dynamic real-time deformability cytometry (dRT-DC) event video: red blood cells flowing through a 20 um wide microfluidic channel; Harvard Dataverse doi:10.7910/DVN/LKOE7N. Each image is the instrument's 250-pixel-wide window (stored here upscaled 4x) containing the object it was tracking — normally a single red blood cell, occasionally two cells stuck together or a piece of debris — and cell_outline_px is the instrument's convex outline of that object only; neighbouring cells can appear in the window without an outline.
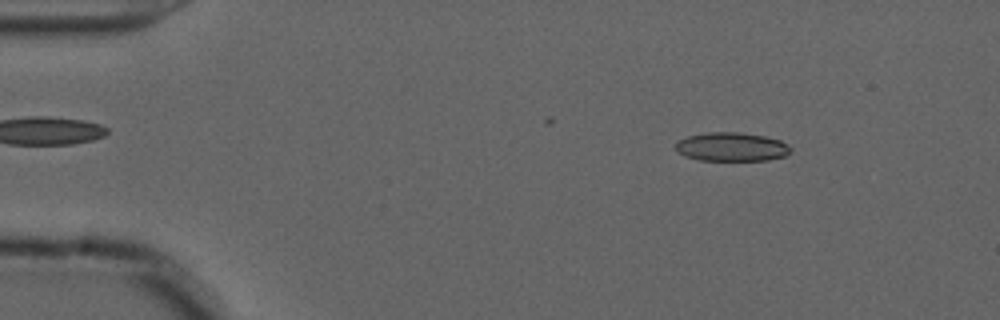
{"species": "common noctule bat (a hibernating species)", "species_latin": "Nyctalus noctula", "temperature_condition": "cold", "stored_images_in_passage": 54, "camera_frame_rate_fps": 3000, "um_per_image_px": 0.085, "animal": {"sex": "male", "forearm_length_mm": 52.5}, "frame": {"image": 1, "passage_image": 7, "time_ms": 2.0, "image_size_px": [1000, 320], "cell_outline_px": [[792, 152], [784, 156], [768, 160], [700, 160], [684, 156], [676, 152], [676, 144], [680, 140], [688, 136], [708, 132], [740, 132], [764, 136], [780, 140], [788, 144], [792, 148]], "centroid_in_image_um": [62.21, 12.48], "position_along_channel_um": 22.8, "area_um2": 19.36}}
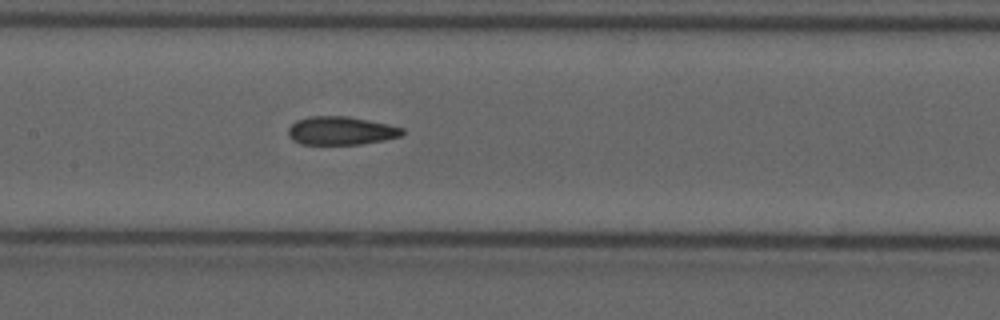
{"frame": {"image": 2, "passage_image": 26, "time_ms": 8.333, "image_size_px": [1000, 320], "cell_outline_px": [[404, 132], [400, 136], [384, 140], [360, 144], [300, 144], [292, 140], [288, 136], [288, 128], [296, 120], [312, 116], [348, 116], [388, 124], [404, 128]], "centroid_in_image_um": [28.96, 11.11], "position_along_channel_um": 178.4, "area_um2": 18.84}}
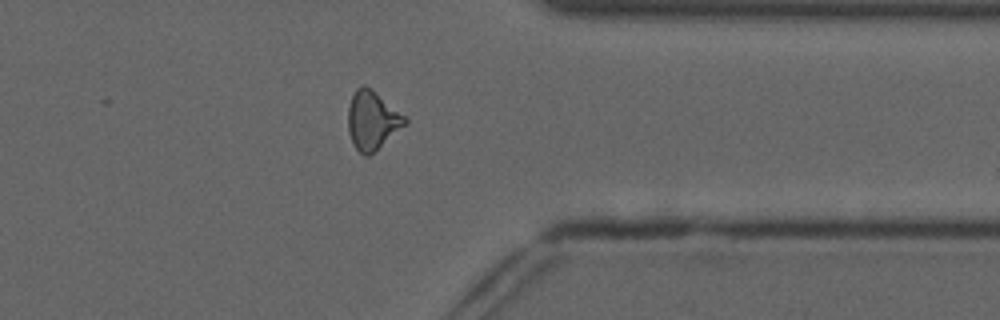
{"frame": {"image": 3, "passage_image": 43, "time_ms": 14.0, "image_size_px": [1000, 320], "cell_outline_px": [[408, 124], [368, 156], [364, 156], [356, 148], [348, 132], [348, 108], [352, 96], [356, 88], [360, 84], [364, 84], [372, 88], [408, 116]], "centroid_in_image_um": [31.69, 10.18], "position_along_channel_um": 379.7, "area_um2": 19.83}, "authors_computed_cell_mechanics": {"area_um2": 19.2185, "velocity_mm_per_s": 3.6936, "shape_relaxation_time_tau1_ms": null, "shape_relaxation_time_tau2_ms": 1.7806, "deformation_change_tau1": null, "deformation_change_tau2": 0.0943}}